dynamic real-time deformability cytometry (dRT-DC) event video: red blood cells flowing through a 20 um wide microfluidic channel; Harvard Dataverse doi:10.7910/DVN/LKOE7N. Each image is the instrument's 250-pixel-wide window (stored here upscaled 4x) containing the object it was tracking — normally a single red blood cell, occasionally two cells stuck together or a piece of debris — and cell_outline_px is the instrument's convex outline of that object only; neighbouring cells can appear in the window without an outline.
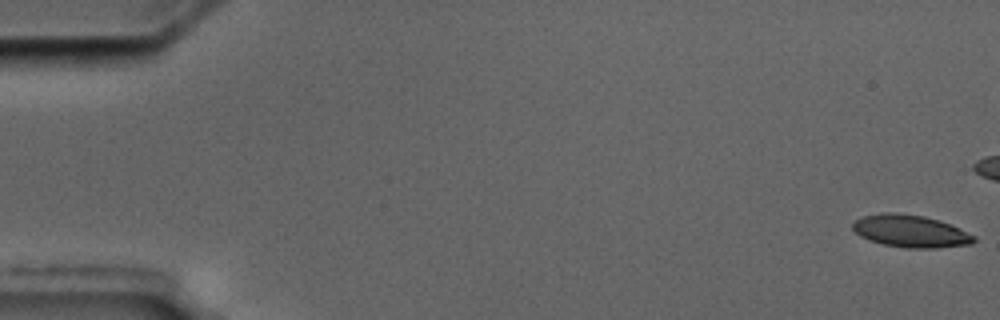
{"species": "common noctule bat (a hibernating species)", "species_latin": "Nyctalus noctula", "temperature_condition": "cold", "stored_images_in_passage": 12, "camera_frame_rate_fps": 3000, "um_per_image_px": 0.085, "animal": {"sex": "male", "body_mass_g": 17.5, "forearm_length_mm": 52.3}, "frame": {"image": 1, "passage_image": 1, "time_ms": 0.0, "image_size_px": [1000, 320], "cell_outline_px": [[976, 240], [972, 244], [936, 248], [904, 248], [884, 244], [868, 240], [860, 236], [852, 228], [852, 220], [864, 216], [880, 212], [896, 212], [924, 216], [940, 220], [960, 228], [976, 236]], "centroid_in_image_um": [77.39, 19.64], "position_along_channel_um": 7.6, "area_um2": 23.18}}